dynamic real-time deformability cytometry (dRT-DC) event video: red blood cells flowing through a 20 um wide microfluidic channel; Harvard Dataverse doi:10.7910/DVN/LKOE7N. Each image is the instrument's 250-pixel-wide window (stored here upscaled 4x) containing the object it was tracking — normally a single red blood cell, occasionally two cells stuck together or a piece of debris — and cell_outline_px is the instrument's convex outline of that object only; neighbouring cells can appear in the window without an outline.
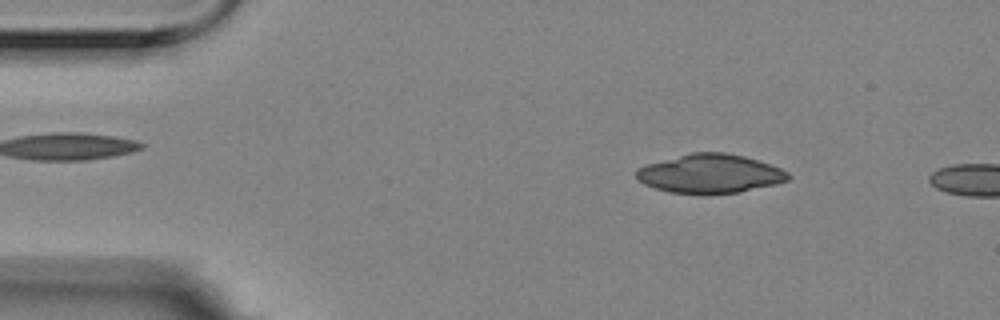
{"species": "Egyptian fruit bat (a non-hibernating species)", "species_latin": "Rousettus aegyptiacus", "temperature_condition": "room temperature", "stored_images_in_passage": 3, "camera_frame_rate_fps": 3000, "um_per_image_px": 0.085, "animal": {"sex": "female"}, "frame": {"image": 1, "passage_image": 2, "time_ms": 0.333, "image_size_px": [1000, 320], "cell_outline_px": [[792, 176], [788, 180], [776, 184], [740, 192], [704, 196], [668, 192], [644, 184], [636, 176], [636, 172], [640, 168], [648, 164], [692, 152], [724, 152], [744, 156], [780, 168], [788, 172]], "centroid_in_image_um": [60.38, 14.79], "position_along_channel_um": 24.6, "area_um2": 34.62}}